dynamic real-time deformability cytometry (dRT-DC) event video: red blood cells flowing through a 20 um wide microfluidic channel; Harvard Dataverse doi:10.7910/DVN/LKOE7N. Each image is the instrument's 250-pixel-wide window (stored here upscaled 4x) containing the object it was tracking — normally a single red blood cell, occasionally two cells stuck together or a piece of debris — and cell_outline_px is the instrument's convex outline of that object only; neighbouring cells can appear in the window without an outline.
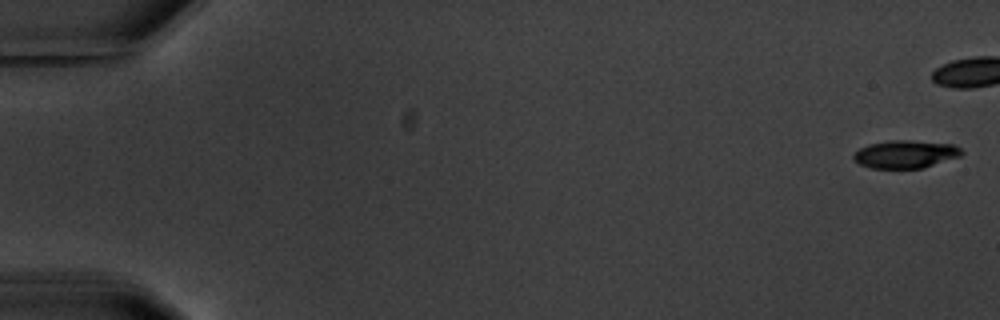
{"species": "common noctule bat (a hibernating species)", "species_latin": "Nyctalus noctula", "temperature_condition": "warm", "stored_images_in_passage": 8, "camera_frame_rate_fps": 3000, "um_per_image_px": 0.085, "animal": {"sex": "male", "body_mass_g": 20.1, "forearm_length_mm": 53.5}, "frame": {"image": 1, "passage_image": 1, "time_ms": 0.0, "image_size_px": [1000, 320], "cell_outline_px": [[964, 152], [960, 156], [924, 168], [872, 168], [860, 164], [852, 160], [852, 156], [860, 148], [868, 144], [892, 140], [912, 140], [952, 144], [960, 148]], "centroid_in_image_um": [76.96, 13.1], "position_along_channel_um": 8.0, "area_um2": 17.57}}
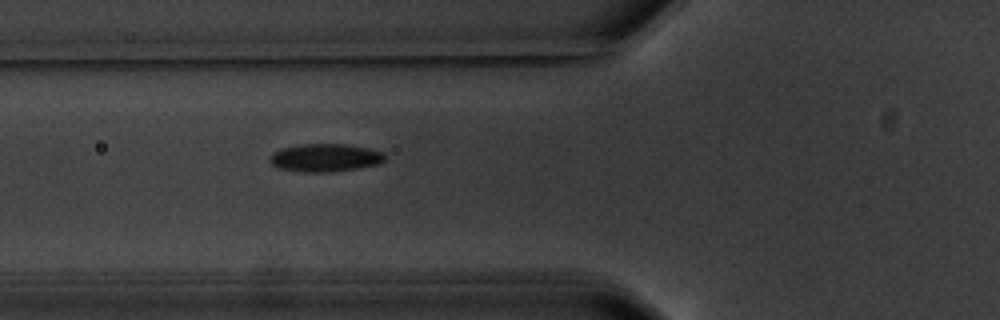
{"frame": {"image": 2, "passage_image": 8, "time_ms": 8.333, "image_size_px": [1000, 320], "cell_outline_px": [[384, 160], [380, 164], [356, 168], [328, 172], [304, 172], [280, 168], [272, 164], [268, 160], [272, 152], [284, 148], [300, 144], [344, 144], [368, 148], [384, 152]], "centroid_in_image_um": [27.63, 13.4], "position_along_channel_um": 98.2, "area_um2": 18.61}}